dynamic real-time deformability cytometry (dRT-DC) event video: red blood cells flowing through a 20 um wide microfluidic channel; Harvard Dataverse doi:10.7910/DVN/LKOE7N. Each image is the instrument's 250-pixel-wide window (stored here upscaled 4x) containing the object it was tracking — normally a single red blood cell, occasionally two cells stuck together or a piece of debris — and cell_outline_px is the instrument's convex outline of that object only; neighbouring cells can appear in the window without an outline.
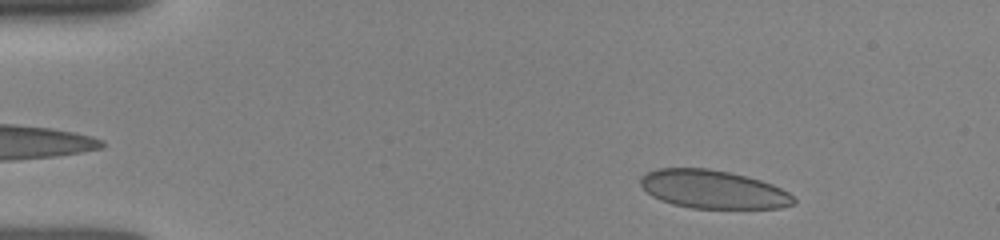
{"species": "human", "species_latin": "Homo sapiens", "temperature_condition": "room temperature", "stored_images_in_passage": 7, "camera_frame_rate_fps": 3000, "um_per_image_px": 0.085, "donor": {"sex": "female"}, "frame": {"image": 1, "passage_image": 1, "time_ms": 0.0, "image_size_px": [1000, 240], "cell_outline_px": [[796, 204], [780, 208], [692, 208], [672, 204], [660, 200], [652, 196], [640, 184], [640, 180], [648, 172], [656, 168], [708, 168], [748, 176], [772, 184], [788, 192], [796, 200]], "centroid_in_image_um": [60.63, 16.1], "position_along_channel_um": 24.4, "area_um2": 34.16}}
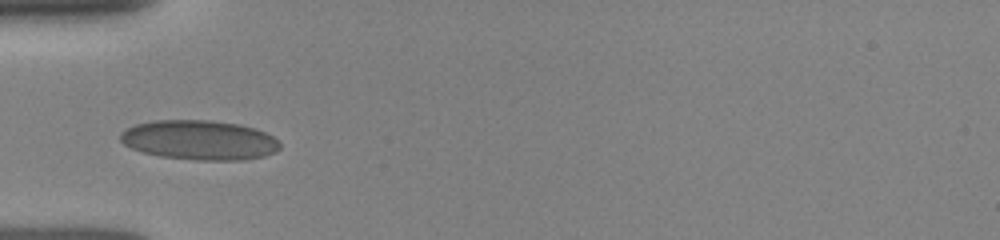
{"frame": {"image": 2, "passage_image": 5, "time_ms": 3.0, "image_size_px": [1000, 240], "cell_outline_px": [[280, 148], [276, 152], [264, 156], [244, 160], [196, 160], [160, 156], [144, 152], [132, 148], [124, 144], [120, 140], [120, 132], [136, 124], [156, 120], [212, 120], [240, 124], [256, 128], [272, 136], [280, 144]], "centroid_in_image_um": [16.97, 11.9], "position_along_channel_um": 68.0, "area_um2": 36.88}}
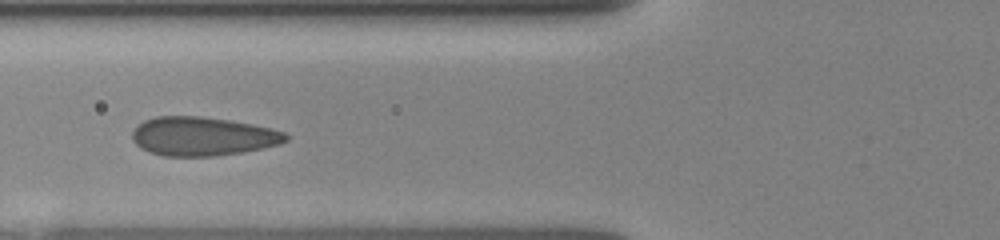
{"frame": {"image": 3, "passage_image": 6, "time_ms": 4.0, "image_size_px": [1000, 240], "cell_outline_px": [[288, 140], [280, 144], [244, 152], [212, 156], [164, 156], [148, 152], [140, 148], [132, 140], [132, 132], [144, 120], [156, 116], [200, 116], [228, 120], [252, 124], [272, 128], [284, 132], [288, 136]], "centroid_in_image_um": [17.22, 11.59], "position_along_channel_um": 108.6, "area_um2": 34.8}}